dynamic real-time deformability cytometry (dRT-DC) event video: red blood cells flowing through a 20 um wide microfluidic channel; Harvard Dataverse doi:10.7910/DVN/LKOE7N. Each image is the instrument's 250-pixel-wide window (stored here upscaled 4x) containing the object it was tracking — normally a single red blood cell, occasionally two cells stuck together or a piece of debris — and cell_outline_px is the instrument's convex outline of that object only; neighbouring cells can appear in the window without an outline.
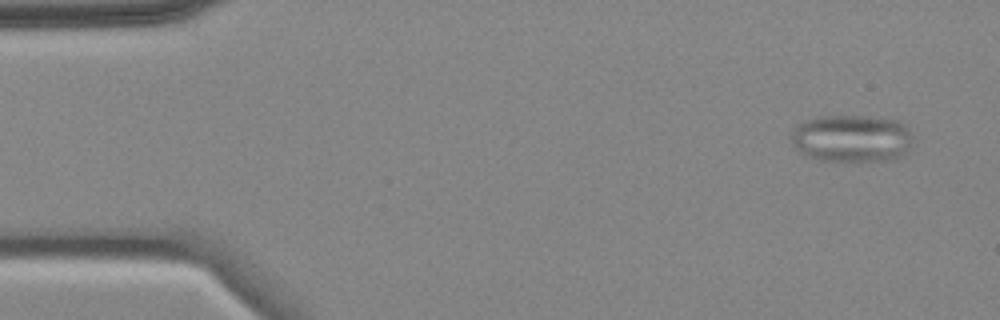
{"species": "common noctule bat (a hibernating species)", "species_latin": "Nyctalus noctula", "temperature_condition": "cold", "stored_images_in_passage": 4, "camera_frame_rate_fps": 3000, "um_per_image_px": 0.085, "animal": {"sex": "female", "body_mass_g": 18.4}, "frame": {"image": 1, "passage_image": 1, "time_ms": 0.0, "image_size_px": [1000, 320], "cell_outline_px": [[912, 148], [904, 156], [896, 160], [852, 164], [816, 160], [804, 156], [792, 144], [788, 136], [792, 128], [796, 124], [804, 120], [820, 116], [864, 116], [900, 120], [908, 128], [912, 136]], "centroid_in_image_um": [72.39, 11.82], "position_along_channel_um": 12.6, "area_um2": 35.6}}